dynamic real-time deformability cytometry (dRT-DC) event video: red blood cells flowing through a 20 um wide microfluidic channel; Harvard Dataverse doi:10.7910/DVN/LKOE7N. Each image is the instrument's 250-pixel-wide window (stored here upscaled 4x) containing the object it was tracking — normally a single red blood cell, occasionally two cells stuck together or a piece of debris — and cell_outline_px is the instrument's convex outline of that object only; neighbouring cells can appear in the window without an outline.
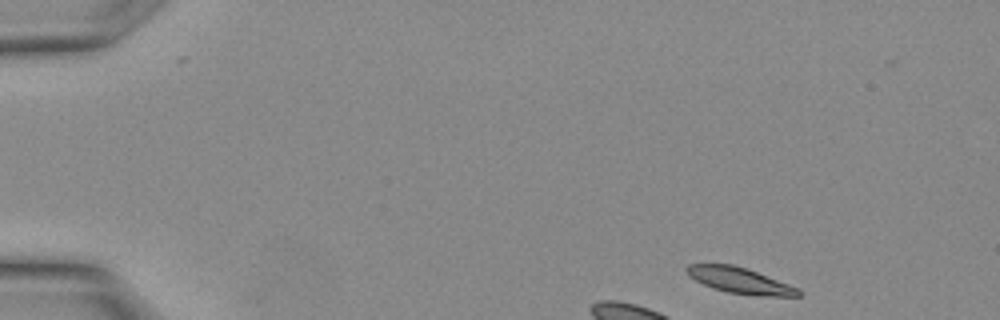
{"species": "Egyptian fruit bat (a non-hibernating species)", "species_latin": "Rousettus aegyptiacus", "temperature_condition": "warm", "stored_images_in_passage": 6, "camera_frame_rate_fps": 3000, "um_per_image_px": 0.085, "animal": {"sex": "female"}, "frame": {"image": 1, "passage_image": 1, "time_ms": 0.0, "image_size_px": [1000, 320], "cell_outline_px": [[804, 292], [800, 296], [760, 296], [728, 292], [712, 288], [688, 276], [684, 268], [688, 264], [732, 264], [756, 272], [788, 284]], "centroid_in_image_um": [62.86, 23.84], "position_along_channel_um": 22.1, "area_um2": 16.65}}